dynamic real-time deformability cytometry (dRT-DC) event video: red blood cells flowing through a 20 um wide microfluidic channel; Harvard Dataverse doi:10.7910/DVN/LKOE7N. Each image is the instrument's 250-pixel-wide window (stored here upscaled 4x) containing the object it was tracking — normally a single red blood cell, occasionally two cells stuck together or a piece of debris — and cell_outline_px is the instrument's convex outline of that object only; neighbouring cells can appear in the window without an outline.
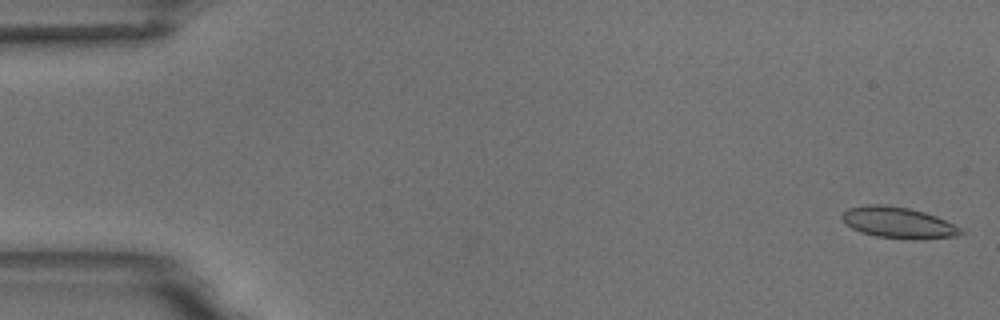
{"species": "common noctule bat (a hibernating species)", "species_latin": "Nyctalus noctula", "temperature_condition": "room temperature", "stored_images_in_passage": 15, "camera_frame_rate_fps": 3000, "um_per_image_px": 0.085, "animal": {"sex": "male", "body_mass_g": 18.8}, "frame": {"image": 1, "passage_image": 1, "time_ms": 0.0, "image_size_px": [1000, 320], "cell_outline_px": [[964, 232], [956, 236], [876, 236], [860, 232], [844, 224], [840, 216], [848, 208], [868, 204], [884, 204], [908, 208], [924, 212], [936, 216], [960, 228]], "centroid_in_image_um": [76.21, 18.85], "position_along_channel_um": 8.8, "area_um2": 20.4}}
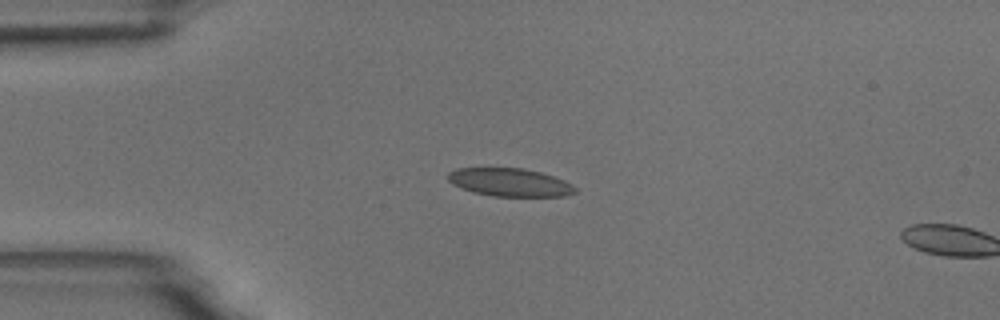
{"frame": {"image": 2, "passage_image": 13, "time_ms": 4.0, "image_size_px": [1000, 320], "cell_outline_px": [[576, 192], [564, 196], [492, 196], [472, 192], [452, 184], [448, 180], [448, 172], [456, 168], [524, 168], [540, 172], [564, 180], [572, 184], [576, 188]], "centroid_in_image_um": [43.32, 15.5], "position_along_channel_um": 41.7, "area_um2": 20.81}}